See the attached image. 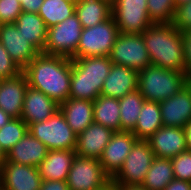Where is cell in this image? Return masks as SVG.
Listing matches in <instances>:
<instances>
[{
  "label": "cell",
  "mask_w": 191,
  "mask_h": 190,
  "mask_svg": "<svg viewBox=\"0 0 191 190\" xmlns=\"http://www.w3.org/2000/svg\"><path fill=\"white\" fill-rule=\"evenodd\" d=\"M165 127L184 128L191 121V84L185 85L174 96L159 102Z\"/></svg>",
  "instance_id": "cell-14"
},
{
  "label": "cell",
  "mask_w": 191,
  "mask_h": 190,
  "mask_svg": "<svg viewBox=\"0 0 191 190\" xmlns=\"http://www.w3.org/2000/svg\"><path fill=\"white\" fill-rule=\"evenodd\" d=\"M28 132V125L21 118H11L0 128V151L6 155Z\"/></svg>",
  "instance_id": "cell-31"
},
{
  "label": "cell",
  "mask_w": 191,
  "mask_h": 190,
  "mask_svg": "<svg viewBox=\"0 0 191 190\" xmlns=\"http://www.w3.org/2000/svg\"><path fill=\"white\" fill-rule=\"evenodd\" d=\"M113 64L141 71L151 65L142 34L119 33L109 54Z\"/></svg>",
  "instance_id": "cell-8"
},
{
  "label": "cell",
  "mask_w": 191,
  "mask_h": 190,
  "mask_svg": "<svg viewBox=\"0 0 191 190\" xmlns=\"http://www.w3.org/2000/svg\"><path fill=\"white\" fill-rule=\"evenodd\" d=\"M22 69L11 58L0 42V79L13 78L19 75Z\"/></svg>",
  "instance_id": "cell-36"
},
{
  "label": "cell",
  "mask_w": 191,
  "mask_h": 190,
  "mask_svg": "<svg viewBox=\"0 0 191 190\" xmlns=\"http://www.w3.org/2000/svg\"><path fill=\"white\" fill-rule=\"evenodd\" d=\"M4 160H5V155L0 151V173L3 167Z\"/></svg>",
  "instance_id": "cell-45"
},
{
  "label": "cell",
  "mask_w": 191,
  "mask_h": 190,
  "mask_svg": "<svg viewBox=\"0 0 191 190\" xmlns=\"http://www.w3.org/2000/svg\"><path fill=\"white\" fill-rule=\"evenodd\" d=\"M113 133L114 131L103 125L91 123L77 135L76 154L80 157L99 159Z\"/></svg>",
  "instance_id": "cell-18"
},
{
  "label": "cell",
  "mask_w": 191,
  "mask_h": 190,
  "mask_svg": "<svg viewBox=\"0 0 191 190\" xmlns=\"http://www.w3.org/2000/svg\"><path fill=\"white\" fill-rule=\"evenodd\" d=\"M171 163L175 179L191 182V151L176 155L171 158Z\"/></svg>",
  "instance_id": "cell-33"
},
{
  "label": "cell",
  "mask_w": 191,
  "mask_h": 190,
  "mask_svg": "<svg viewBox=\"0 0 191 190\" xmlns=\"http://www.w3.org/2000/svg\"><path fill=\"white\" fill-rule=\"evenodd\" d=\"M14 24L27 41L39 53H43L47 40V27L38 13L22 11Z\"/></svg>",
  "instance_id": "cell-24"
},
{
  "label": "cell",
  "mask_w": 191,
  "mask_h": 190,
  "mask_svg": "<svg viewBox=\"0 0 191 190\" xmlns=\"http://www.w3.org/2000/svg\"><path fill=\"white\" fill-rule=\"evenodd\" d=\"M183 129L185 132L187 150L191 151V121L188 122Z\"/></svg>",
  "instance_id": "cell-41"
},
{
  "label": "cell",
  "mask_w": 191,
  "mask_h": 190,
  "mask_svg": "<svg viewBox=\"0 0 191 190\" xmlns=\"http://www.w3.org/2000/svg\"><path fill=\"white\" fill-rule=\"evenodd\" d=\"M189 83V74L150 65L138 72V90L146 101L161 102Z\"/></svg>",
  "instance_id": "cell-4"
},
{
  "label": "cell",
  "mask_w": 191,
  "mask_h": 190,
  "mask_svg": "<svg viewBox=\"0 0 191 190\" xmlns=\"http://www.w3.org/2000/svg\"><path fill=\"white\" fill-rule=\"evenodd\" d=\"M28 132L42 142L48 150H75L77 134L67 124L60 110L42 122L31 123Z\"/></svg>",
  "instance_id": "cell-5"
},
{
  "label": "cell",
  "mask_w": 191,
  "mask_h": 190,
  "mask_svg": "<svg viewBox=\"0 0 191 190\" xmlns=\"http://www.w3.org/2000/svg\"><path fill=\"white\" fill-rule=\"evenodd\" d=\"M111 14L119 33L141 34L153 24L148 14L147 0H114Z\"/></svg>",
  "instance_id": "cell-10"
},
{
  "label": "cell",
  "mask_w": 191,
  "mask_h": 190,
  "mask_svg": "<svg viewBox=\"0 0 191 190\" xmlns=\"http://www.w3.org/2000/svg\"><path fill=\"white\" fill-rule=\"evenodd\" d=\"M189 82H190V84H191V74L189 75Z\"/></svg>",
  "instance_id": "cell-49"
},
{
  "label": "cell",
  "mask_w": 191,
  "mask_h": 190,
  "mask_svg": "<svg viewBox=\"0 0 191 190\" xmlns=\"http://www.w3.org/2000/svg\"><path fill=\"white\" fill-rule=\"evenodd\" d=\"M68 1H70L72 3H76L78 0H68Z\"/></svg>",
  "instance_id": "cell-48"
},
{
  "label": "cell",
  "mask_w": 191,
  "mask_h": 190,
  "mask_svg": "<svg viewBox=\"0 0 191 190\" xmlns=\"http://www.w3.org/2000/svg\"><path fill=\"white\" fill-rule=\"evenodd\" d=\"M12 117H10L6 112H4L1 108H0V128L3 127L5 124L8 123V121L11 119Z\"/></svg>",
  "instance_id": "cell-43"
},
{
  "label": "cell",
  "mask_w": 191,
  "mask_h": 190,
  "mask_svg": "<svg viewBox=\"0 0 191 190\" xmlns=\"http://www.w3.org/2000/svg\"><path fill=\"white\" fill-rule=\"evenodd\" d=\"M184 62L187 73L191 74V31L183 33Z\"/></svg>",
  "instance_id": "cell-37"
},
{
  "label": "cell",
  "mask_w": 191,
  "mask_h": 190,
  "mask_svg": "<svg viewBox=\"0 0 191 190\" xmlns=\"http://www.w3.org/2000/svg\"><path fill=\"white\" fill-rule=\"evenodd\" d=\"M155 157L173 158L187 150L185 132L179 127H160L147 139Z\"/></svg>",
  "instance_id": "cell-16"
},
{
  "label": "cell",
  "mask_w": 191,
  "mask_h": 190,
  "mask_svg": "<svg viewBox=\"0 0 191 190\" xmlns=\"http://www.w3.org/2000/svg\"><path fill=\"white\" fill-rule=\"evenodd\" d=\"M152 23H172L176 6L173 0H147Z\"/></svg>",
  "instance_id": "cell-32"
},
{
  "label": "cell",
  "mask_w": 191,
  "mask_h": 190,
  "mask_svg": "<svg viewBox=\"0 0 191 190\" xmlns=\"http://www.w3.org/2000/svg\"><path fill=\"white\" fill-rule=\"evenodd\" d=\"M75 14L82 28L93 27L112 15L111 4L104 0H78L75 3Z\"/></svg>",
  "instance_id": "cell-26"
},
{
  "label": "cell",
  "mask_w": 191,
  "mask_h": 190,
  "mask_svg": "<svg viewBox=\"0 0 191 190\" xmlns=\"http://www.w3.org/2000/svg\"><path fill=\"white\" fill-rule=\"evenodd\" d=\"M74 14L75 3L68 0H44L38 12L47 28L63 22Z\"/></svg>",
  "instance_id": "cell-30"
},
{
  "label": "cell",
  "mask_w": 191,
  "mask_h": 190,
  "mask_svg": "<svg viewBox=\"0 0 191 190\" xmlns=\"http://www.w3.org/2000/svg\"><path fill=\"white\" fill-rule=\"evenodd\" d=\"M141 34L151 65L187 73L183 33L172 23H153Z\"/></svg>",
  "instance_id": "cell-2"
},
{
  "label": "cell",
  "mask_w": 191,
  "mask_h": 190,
  "mask_svg": "<svg viewBox=\"0 0 191 190\" xmlns=\"http://www.w3.org/2000/svg\"><path fill=\"white\" fill-rule=\"evenodd\" d=\"M94 122L111 129L121 131L119 99L99 95L93 101Z\"/></svg>",
  "instance_id": "cell-25"
},
{
  "label": "cell",
  "mask_w": 191,
  "mask_h": 190,
  "mask_svg": "<svg viewBox=\"0 0 191 190\" xmlns=\"http://www.w3.org/2000/svg\"><path fill=\"white\" fill-rule=\"evenodd\" d=\"M48 149L29 132L5 155V160L17 164L38 167L46 158Z\"/></svg>",
  "instance_id": "cell-21"
},
{
  "label": "cell",
  "mask_w": 191,
  "mask_h": 190,
  "mask_svg": "<svg viewBox=\"0 0 191 190\" xmlns=\"http://www.w3.org/2000/svg\"><path fill=\"white\" fill-rule=\"evenodd\" d=\"M104 1H107L112 5L114 0H104Z\"/></svg>",
  "instance_id": "cell-47"
},
{
  "label": "cell",
  "mask_w": 191,
  "mask_h": 190,
  "mask_svg": "<svg viewBox=\"0 0 191 190\" xmlns=\"http://www.w3.org/2000/svg\"><path fill=\"white\" fill-rule=\"evenodd\" d=\"M72 74L69 98L94 101L100 94L112 61L109 56L71 59Z\"/></svg>",
  "instance_id": "cell-3"
},
{
  "label": "cell",
  "mask_w": 191,
  "mask_h": 190,
  "mask_svg": "<svg viewBox=\"0 0 191 190\" xmlns=\"http://www.w3.org/2000/svg\"><path fill=\"white\" fill-rule=\"evenodd\" d=\"M172 25L182 33L191 31V1L176 7Z\"/></svg>",
  "instance_id": "cell-35"
},
{
  "label": "cell",
  "mask_w": 191,
  "mask_h": 190,
  "mask_svg": "<svg viewBox=\"0 0 191 190\" xmlns=\"http://www.w3.org/2000/svg\"><path fill=\"white\" fill-rule=\"evenodd\" d=\"M40 190H70L67 181L42 180Z\"/></svg>",
  "instance_id": "cell-38"
},
{
  "label": "cell",
  "mask_w": 191,
  "mask_h": 190,
  "mask_svg": "<svg viewBox=\"0 0 191 190\" xmlns=\"http://www.w3.org/2000/svg\"><path fill=\"white\" fill-rule=\"evenodd\" d=\"M59 110L65 116L72 131L77 135L94 122L93 101L68 98L59 105Z\"/></svg>",
  "instance_id": "cell-23"
},
{
  "label": "cell",
  "mask_w": 191,
  "mask_h": 190,
  "mask_svg": "<svg viewBox=\"0 0 191 190\" xmlns=\"http://www.w3.org/2000/svg\"><path fill=\"white\" fill-rule=\"evenodd\" d=\"M22 6V11L38 13L44 0H19Z\"/></svg>",
  "instance_id": "cell-39"
},
{
  "label": "cell",
  "mask_w": 191,
  "mask_h": 190,
  "mask_svg": "<svg viewBox=\"0 0 191 190\" xmlns=\"http://www.w3.org/2000/svg\"><path fill=\"white\" fill-rule=\"evenodd\" d=\"M118 34V26L112 15L93 27L83 28L75 58L109 56Z\"/></svg>",
  "instance_id": "cell-6"
},
{
  "label": "cell",
  "mask_w": 191,
  "mask_h": 190,
  "mask_svg": "<svg viewBox=\"0 0 191 190\" xmlns=\"http://www.w3.org/2000/svg\"><path fill=\"white\" fill-rule=\"evenodd\" d=\"M76 155L75 150H48L38 166L42 180L66 181Z\"/></svg>",
  "instance_id": "cell-22"
},
{
  "label": "cell",
  "mask_w": 191,
  "mask_h": 190,
  "mask_svg": "<svg viewBox=\"0 0 191 190\" xmlns=\"http://www.w3.org/2000/svg\"><path fill=\"white\" fill-rule=\"evenodd\" d=\"M27 87L23 72L13 78L0 79V108L10 117L21 118Z\"/></svg>",
  "instance_id": "cell-17"
},
{
  "label": "cell",
  "mask_w": 191,
  "mask_h": 190,
  "mask_svg": "<svg viewBox=\"0 0 191 190\" xmlns=\"http://www.w3.org/2000/svg\"><path fill=\"white\" fill-rule=\"evenodd\" d=\"M0 42L22 70L39 54L14 23L0 25Z\"/></svg>",
  "instance_id": "cell-15"
},
{
  "label": "cell",
  "mask_w": 191,
  "mask_h": 190,
  "mask_svg": "<svg viewBox=\"0 0 191 190\" xmlns=\"http://www.w3.org/2000/svg\"><path fill=\"white\" fill-rule=\"evenodd\" d=\"M66 181L70 190H98L111 181V177L99 159L76 155Z\"/></svg>",
  "instance_id": "cell-11"
},
{
  "label": "cell",
  "mask_w": 191,
  "mask_h": 190,
  "mask_svg": "<svg viewBox=\"0 0 191 190\" xmlns=\"http://www.w3.org/2000/svg\"><path fill=\"white\" fill-rule=\"evenodd\" d=\"M119 190H148L141 185H123L117 184Z\"/></svg>",
  "instance_id": "cell-42"
},
{
  "label": "cell",
  "mask_w": 191,
  "mask_h": 190,
  "mask_svg": "<svg viewBox=\"0 0 191 190\" xmlns=\"http://www.w3.org/2000/svg\"><path fill=\"white\" fill-rule=\"evenodd\" d=\"M28 86L43 92L57 104L69 98L71 58L39 53L23 70Z\"/></svg>",
  "instance_id": "cell-1"
},
{
  "label": "cell",
  "mask_w": 191,
  "mask_h": 190,
  "mask_svg": "<svg viewBox=\"0 0 191 190\" xmlns=\"http://www.w3.org/2000/svg\"><path fill=\"white\" fill-rule=\"evenodd\" d=\"M144 101L138 89L119 99L121 131H132L135 128Z\"/></svg>",
  "instance_id": "cell-29"
},
{
  "label": "cell",
  "mask_w": 191,
  "mask_h": 190,
  "mask_svg": "<svg viewBox=\"0 0 191 190\" xmlns=\"http://www.w3.org/2000/svg\"><path fill=\"white\" fill-rule=\"evenodd\" d=\"M21 13L19 0H0V25L15 23Z\"/></svg>",
  "instance_id": "cell-34"
},
{
  "label": "cell",
  "mask_w": 191,
  "mask_h": 190,
  "mask_svg": "<svg viewBox=\"0 0 191 190\" xmlns=\"http://www.w3.org/2000/svg\"><path fill=\"white\" fill-rule=\"evenodd\" d=\"M41 183L38 167L4 160L0 173V190H40Z\"/></svg>",
  "instance_id": "cell-12"
},
{
  "label": "cell",
  "mask_w": 191,
  "mask_h": 190,
  "mask_svg": "<svg viewBox=\"0 0 191 190\" xmlns=\"http://www.w3.org/2000/svg\"><path fill=\"white\" fill-rule=\"evenodd\" d=\"M173 179L171 159L155 157L141 186L148 190H164Z\"/></svg>",
  "instance_id": "cell-28"
},
{
  "label": "cell",
  "mask_w": 191,
  "mask_h": 190,
  "mask_svg": "<svg viewBox=\"0 0 191 190\" xmlns=\"http://www.w3.org/2000/svg\"><path fill=\"white\" fill-rule=\"evenodd\" d=\"M137 89L138 71L123 65L112 64L110 73L103 83L101 95L120 99Z\"/></svg>",
  "instance_id": "cell-20"
},
{
  "label": "cell",
  "mask_w": 191,
  "mask_h": 190,
  "mask_svg": "<svg viewBox=\"0 0 191 190\" xmlns=\"http://www.w3.org/2000/svg\"><path fill=\"white\" fill-rule=\"evenodd\" d=\"M82 29L76 14L55 26L47 28V40L43 54L75 59Z\"/></svg>",
  "instance_id": "cell-7"
},
{
  "label": "cell",
  "mask_w": 191,
  "mask_h": 190,
  "mask_svg": "<svg viewBox=\"0 0 191 190\" xmlns=\"http://www.w3.org/2000/svg\"><path fill=\"white\" fill-rule=\"evenodd\" d=\"M59 110L57 104L43 92L27 87L21 119L29 126L31 123L42 122Z\"/></svg>",
  "instance_id": "cell-19"
},
{
  "label": "cell",
  "mask_w": 191,
  "mask_h": 190,
  "mask_svg": "<svg viewBox=\"0 0 191 190\" xmlns=\"http://www.w3.org/2000/svg\"><path fill=\"white\" fill-rule=\"evenodd\" d=\"M162 126L159 102L145 100L137 124L131 132L138 140H147Z\"/></svg>",
  "instance_id": "cell-27"
},
{
  "label": "cell",
  "mask_w": 191,
  "mask_h": 190,
  "mask_svg": "<svg viewBox=\"0 0 191 190\" xmlns=\"http://www.w3.org/2000/svg\"><path fill=\"white\" fill-rule=\"evenodd\" d=\"M164 190H191V182L173 179Z\"/></svg>",
  "instance_id": "cell-40"
},
{
  "label": "cell",
  "mask_w": 191,
  "mask_h": 190,
  "mask_svg": "<svg viewBox=\"0 0 191 190\" xmlns=\"http://www.w3.org/2000/svg\"><path fill=\"white\" fill-rule=\"evenodd\" d=\"M98 190H119V189H118L117 183H115L111 180L104 187H102Z\"/></svg>",
  "instance_id": "cell-44"
},
{
  "label": "cell",
  "mask_w": 191,
  "mask_h": 190,
  "mask_svg": "<svg viewBox=\"0 0 191 190\" xmlns=\"http://www.w3.org/2000/svg\"><path fill=\"white\" fill-rule=\"evenodd\" d=\"M173 1H174L175 6L177 7L183 3L190 2L191 0H173Z\"/></svg>",
  "instance_id": "cell-46"
},
{
  "label": "cell",
  "mask_w": 191,
  "mask_h": 190,
  "mask_svg": "<svg viewBox=\"0 0 191 190\" xmlns=\"http://www.w3.org/2000/svg\"><path fill=\"white\" fill-rule=\"evenodd\" d=\"M137 140V137L131 131H119L112 134L109 143L99 158L104 171L111 178L122 167Z\"/></svg>",
  "instance_id": "cell-13"
},
{
  "label": "cell",
  "mask_w": 191,
  "mask_h": 190,
  "mask_svg": "<svg viewBox=\"0 0 191 190\" xmlns=\"http://www.w3.org/2000/svg\"><path fill=\"white\" fill-rule=\"evenodd\" d=\"M155 158L147 140H137L122 167L111 178L117 184L141 185Z\"/></svg>",
  "instance_id": "cell-9"
}]
</instances>
